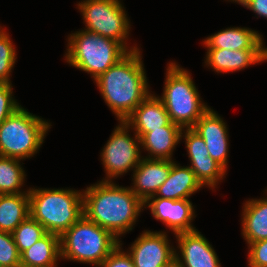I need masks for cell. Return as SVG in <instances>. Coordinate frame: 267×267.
Returning <instances> with one entry per match:
<instances>
[{
	"instance_id": "6da1fadb",
	"label": "cell",
	"mask_w": 267,
	"mask_h": 267,
	"mask_svg": "<svg viewBox=\"0 0 267 267\" xmlns=\"http://www.w3.org/2000/svg\"><path fill=\"white\" fill-rule=\"evenodd\" d=\"M83 190V213L110 231L117 239L132 231L144 203L131 191L114 181H99Z\"/></svg>"
},
{
	"instance_id": "7a4b0ae2",
	"label": "cell",
	"mask_w": 267,
	"mask_h": 267,
	"mask_svg": "<svg viewBox=\"0 0 267 267\" xmlns=\"http://www.w3.org/2000/svg\"><path fill=\"white\" fill-rule=\"evenodd\" d=\"M142 57L140 48L130 51L94 80L117 121H125L152 92Z\"/></svg>"
},
{
	"instance_id": "3957f363",
	"label": "cell",
	"mask_w": 267,
	"mask_h": 267,
	"mask_svg": "<svg viewBox=\"0 0 267 267\" xmlns=\"http://www.w3.org/2000/svg\"><path fill=\"white\" fill-rule=\"evenodd\" d=\"M30 216L47 232L61 236L83 215V191L68 188L29 189Z\"/></svg>"
},
{
	"instance_id": "277c9868",
	"label": "cell",
	"mask_w": 267,
	"mask_h": 267,
	"mask_svg": "<svg viewBox=\"0 0 267 267\" xmlns=\"http://www.w3.org/2000/svg\"><path fill=\"white\" fill-rule=\"evenodd\" d=\"M189 71L176 62L166 68L163 93L158 96L169 115L170 121L182 128H192L211 108L202 101Z\"/></svg>"
},
{
	"instance_id": "5b68a950",
	"label": "cell",
	"mask_w": 267,
	"mask_h": 267,
	"mask_svg": "<svg viewBox=\"0 0 267 267\" xmlns=\"http://www.w3.org/2000/svg\"><path fill=\"white\" fill-rule=\"evenodd\" d=\"M119 244L110 231L83 215L60 236L61 260L99 267Z\"/></svg>"
},
{
	"instance_id": "8992f818",
	"label": "cell",
	"mask_w": 267,
	"mask_h": 267,
	"mask_svg": "<svg viewBox=\"0 0 267 267\" xmlns=\"http://www.w3.org/2000/svg\"><path fill=\"white\" fill-rule=\"evenodd\" d=\"M65 61L95 80L123 58L128 51L117 41L84 29L67 37Z\"/></svg>"
},
{
	"instance_id": "52a82bcc",
	"label": "cell",
	"mask_w": 267,
	"mask_h": 267,
	"mask_svg": "<svg viewBox=\"0 0 267 267\" xmlns=\"http://www.w3.org/2000/svg\"><path fill=\"white\" fill-rule=\"evenodd\" d=\"M51 126L21 106L0 124V156L22 161L34 157Z\"/></svg>"
},
{
	"instance_id": "ba28073f",
	"label": "cell",
	"mask_w": 267,
	"mask_h": 267,
	"mask_svg": "<svg viewBox=\"0 0 267 267\" xmlns=\"http://www.w3.org/2000/svg\"><path fill=\"white\" fill-rule=\"evenodd\" d=\"M121 0H81L76 5L85 23L84 30L119 42L128 52L139 49L128 46L130 19Z\"/></svg>"
},
{
	"instance_id": "9c48e42d",
	"label": "cell",
	"mask_w": 267,
	"mask_h": 267,
	"mask_svg": "<svg viewBox=\"0 0 267 267\" xmlns=\"http://www.w3.org/2000/svg\"><path fill=\"white\" fill-rule=\"evenodd\" d=\"M118 123L100 153L106 174L101 181H113L133 171L143 158L140 138L135 132L134 137L129 134L131 128L124 121Z\"/></svg>"
},
{
	"instance_id": "30bf717a",
	"label": "cell",
	"mask_w": 267,
	"mask_h": 267,
	"mask_svg": "<svg viewBox=\"0 0 267 267\" xmlns=\"http://www.w3.org/2000/svg\"><path fill=\"white\" fill-rule=\"evenodd\" d=\"M168 232L144 230L126 251L134 267H164L175 257ZM171 244V245H170Z\"/></svg>"
},
{
	"instance_id": "8fae6325",
	"label": "cell",
	"mask_w": 267,
	"mask_h": 267,
	"mask_svg": "<svg viewBox=\"0 0 267 267\" xmlns=\"http://www.w3.org/2000/svg\"><path fill=\"white\" fill-rule=\"evenodd\" d=\"M194 206L190 199L172 200L159 197H150L144 203V208L150 209L154 219L165 224L174 235L197 230L192 224L196 217Z\"/></svg>"
},
{
	"instance_id": "7c38bea8",
	"label": "cell",
	"mask_w": 267,
	"mask_h": 267,
	"mask_svg": "<svg viewBox=\"0 0 267 267\" xmlns=\"http://www.w3.org/2000/svg\"><path fill=\"white\" fill-rule=\"evenodd\" d=\"M175 258L183 267H222L216 251L199 230L175 234Z\"/></svg>"
},
{
	"instance_id": "4fadbf2b",
	"label": "cell",
	"mask_w": 267,
	"mask_h": 267,
	"mask_svg": "<svg viewBox=\"0 0 267 267\" xmlns=\"http://www.w3.org/2000/svg\"><path fill=\"white\" fill-rule=\"evenodd\" d=\"M192 129L205 141L210 157L227 171L229 133L223 118L210 108Z\"/></svg>"
},
{
	"instance_id": "5bb4252c",
	"label": "cell",
	"mask_w": 267,
	"mask_h": 267,
	"mask_svg": "<svg viewBox=\"0 0 267 267\" xmlns=\"http://www.w3.org/2000/svg\"><path fill=\"white\" fill-rule=\"evenodd\" d=\"M173 160L142 158L133 170L131 191L145 203L168 178Z\"/></svg>"
},
{
	"instance_id": "9a60e30c",
	"label": "cell",
	"mask_w": 267,
	"mask_h": 267,
	"mask_svg": "<svg viewBox=\"0 0 267 267\" xmlns=\"http://www.w3.org/2000/svg\"><path fill=\"white\" fill-rule=\"evenodd\" d=\"M206 50L205 66L217 73L241 71L251 64L255 65L267 60V49L207 48Z\"/></svg>"
},
{
	"instance_id": "2e32d148",
	"label": "cell",
	"mask_w": 267,
	"mask_h": 267,
	"mask_svg": "<svg viewBox=\"0 0 267 267\" xmlns=\"http://www.w3.org/2000/svg\"><path fill=\"white\" fill-rule=\"evenodd\" d=\"M124 122L141 138L145 133L167 126L171 121L162 100L150 93Z\"/></svg>"
},
{
	"instance_id": "e0dca14e",
	"label": "cell",
	"mask_w": 267,
	"mask_h": 267,
	"mask_svg": "<svg viewBox=\"0 0 267 267\" xmlns=\"http://www.w3.org/2000/svg\"><path fill=\"white\" fill-rule=\"evenodd\" d=\"M206 48L267 49L262 35L247 27H228L202 40Z\"/></svg>"
},
{
	"instance_id": "ac0fdd59",
	"label": "cell",
	"mask_w": 267,
	"mask_h": 267,
	"mask_svg": "<svg viewBox=\"0 0 267 267\" xmlns=\"http://www.w3.org/2000/svg\"><path fill=\"white\" fill-rule=\"evenodd\" d=\"M203 188L191 168L180 166L173 160L171 172L158 191L152 197L166 198L172 200L189 199L192 194Z\"/></svg>"
},
{
	"instance_id": "d6986e66",
	"label": "cell",
	"mask_w": 267,
	"mask_h": 267,
	"mask_svg": "<svg viewBox=\"0 0 267 267\" xmlns=\"http://www.w3.org/2000/svg\"><path fill=\"white\" fill-rule=\"evenodd\" d=\"M183 128L170 122L167 126L145 133L141 138V149L148 153L144 158L173 160V151L181 142ZM144 149V150H143Z\"/></svg>"
},
{
	"instance_id": "ffe728a7",
	"label": "cell",
	"mask_w": 267,
	"mask_h": 267,
	"mask_svg": "<svg viewBox=\"0 0 267 267\" xmlns=\"http://www.w3.org/2000/svg\"><path fill=\"white\" fill-rule=\"evenodd\" d=\"M264 197L243 203L241 235L247 245L267 239V194Z\"/></svg>"
},
{
	"instance_id": "44dd1931",
	"label": "cell",
	"mask_w": 267,
	"mask_h": 267,
	"mask_svg": "<svg viewBox=\"0 0 267 267\" xmlns=\"http://www.w3.org/2000/svg\"><path fill=\"white\" fill-rule=\"evenodd\" d=\"M61 261L60 236L47 232L20 254V267H57Z\"/></svg>"
},
{
	"instance_id": "7402d4cb",
	"label": "cell",
	"mask_w": 267,
	"mask_h": 267,
	"mask_svg": "<svg viewBox=\"0 0 267 267\" xmlns=\"http://www.w3.org/2000/svg\"><path fill=\"white\" fill-rule=\"evenodd\" d=\"M29 216V193L0 194V231L12 233Z\"/></svg>"
},
{
	"instance_id": "603a6c76",
	"label": "cell",
	"mask_w": 267,
	"mask_h": 267,
	"mask_svg": "<svg viewBox=\"0 0 267 267\" xmlns=\"http://www.w3.org/2000/svg\"><path fill=\"white\" fill-rule=\"evenodd\" d=\"M20 161L17 158L0 156V194L29 193V190L21 189L27 174Z\"/></svg>"
},
{
	"instance_id": "cb8c5ba5",
	"label": "cell",
	"mask_w": 267,
	"mask_h": 267,
	"mask_svg": "<svg viewBox=\"0 0 267 267\" xmlns=\"http://www.w3.org/2000/svg\"><path fill=\"white\" fill-rule=\"evenodd\" d=\"M189 167L204 187L212 191L226 178L227 171L215 160L190 161Z\"/></svg>"
},
{
	"instance_id": "d4e9b609",
	"label": "cell",
	"mask_w": 267,
	"mask_h": 267,
	"mask_svg": "<svg viewBox=\"0 0 267 267\" xmlns=\"http://www.w3.org/2000/svg\"><path fill=\"white\" fill-rule=\"evenodd\" d=\"M47 231L45 228L31 216L22 221L17 228L12 232L14 242L21 254L26 249L30 248L41 237H43Z\"/></svg>"
},
{
	"instance_id": "484cf974",
	"label": "cell",
	"mask_w": 267,
	"mask_h": 267,
	"mask_svg": "<svg viewBox=\"0 0 267 267\" xmlns=\"http://www.w3.org/2000/svg\"><path fill=\"white\" fill-rule=\"evenodd\" d=\"M6 29L0 25V83L12 84L10 76L17 60V53Z\"/></svg>"
},
{
	"instance_id": "4316f807",
	"label": "cell",
	"mask_w": 267,
	"mask_h": 267,
	"mask_svg": "<svg viewBox=\"0 0 267 267\" xmlns=\"http://www.w3.org/2000/svg\"><path fill=\"white\" fill-rule=\"evenodd\" d=\"M182 139L190 161L214 160L210 157L205 141L192 128H183Z\"/></svg>"
},
{
	"instance_id": "83f0119b",
	"label": "cell",
	"mask_w": 267,
	"mask_h": 267,
	"mask_svg": "<svg viewBox=\"0 0 267 267\" xmlns=\"http://www.w3.org/2000/svg\"><path fill=\"white\" fill-rule=\"evenodd\" d=\"M0 266L20 267V253L12 233L0 231Z\"/></svg>"
},
{
	"instance_id": "f1b7e54d",
	"label": "cell",
	"mask_w": 267,
	"mask_h": 267,
	"mask_svg": "<svg viewBox=\"0 0 267 267\" xmlns=\"http://www.w3.org/2000/svg\"><path fill=\"white\" fill-rule=\"evenodd\" d=\"M12 88V84L0 83V124L21 107Z\"/></svg>"
},
{
	"instance_id": "f546056e",
	"label": "cell",
	"mask_w": 267,
	"mask_h": 267,
	"mask_svg": "<svg viewBox=\"0 0 267 267\" xmlns=\"http://www.w3.org/2000/svg\"><path fill=\"white\" fill-rule=\"evenodd\" d=\"M248 267H267V239L248 245Z\"/></svg>"
},
{
	"instance_id": "4dcf8cb0",
	"label": "cell",
	"mask_w": 267,
	"mask_h": 267,
	"mask_svg": "<svg viewBox=\"0 0 267 267\" xmlns=\"http://www.w3.org/2000/svg\"><path fill=\"white\" fill-rule=\"evenodd\" d=\"M120 244L109 254L99 267H134L132 257L123 250V243Z\"/></svg>"
},
{
	"instance_id": "1f68e13d",
	"label": "cell",
	"mask_w": 267,
	"mask_h": 267,
	"mask_svg": "<svg viewBox=\"0 0 267 267\" xmlns=\"http://www.w3.org/2000/svg\"><path fill=\"white\" fill-rule=\"evenodd\" d=\"M244 7L256 13L257 18L264 17L267 19V0H252Z\"/></svg>"
},
{
	"instance_id": "d6a6232c",
	"label": "cell",
	"mask_w": 267,
	"mask_h": 267,
	"mask_svg": "<svg viewBox=\"0 0 267 267\" xmlns=\"http://www.w3.org/2000/svg\"><path fill=\"white\" fill-rule=\"evenodd\" d=\"M164 267H183V265L174 257L168 264Z\"/></svg>"
},
{
	"instance_id": "836d02e7",
	"label": "cell",
	"mask_w": 267,
	"mask_h": 267,
	"mask_svg": "<svg viewBox=\"0 0 267 267\" xmlns=\"http://www.w3.org/2000/svg\"><path fill=\"white\" fill-rule=\"evenodd\" d=\"M226 1H231V2H235V3H237V4H240V5H242V6H245L246 4H248L250 1H252V0H226Z\"/></svg>"
}]
</instances>
